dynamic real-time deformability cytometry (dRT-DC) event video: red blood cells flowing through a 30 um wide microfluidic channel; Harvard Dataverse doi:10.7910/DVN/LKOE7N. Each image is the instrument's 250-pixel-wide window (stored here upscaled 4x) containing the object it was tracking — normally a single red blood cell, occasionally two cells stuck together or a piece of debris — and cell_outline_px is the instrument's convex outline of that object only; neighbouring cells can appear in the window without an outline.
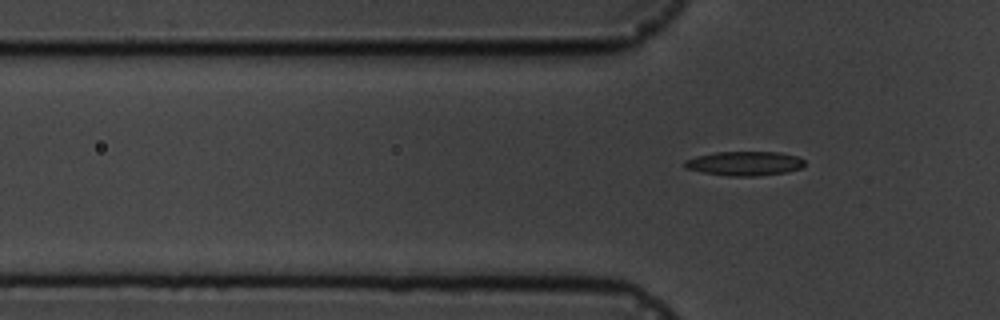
{"species": "common noctule bat (a hibernating species)", "species_latin": "Nyctalus noctula", "temperature_condition": "cold", "stored_images_in_passage": 7, "camera_frame_rate_fps": 3000, "um_per_image_px": 0.085, "animal": {"sex": "male", "body_mass_g": 19.5, "forearm_length_mm": 54.6}, "frame": {"image": 1, "passage_image": 7, "time_ms": 7.0, "image_size_px": [1000, 320], "cell_outline_px": [[804, 164], [800, 168], [784, 172], [756, 176], [728, 176], [704, 172], [688, 168], [684, 164], [684, 160], [696, 156], [716, 152], [780, 152], [796, 156], [804, 160]], "centroid_in_image_um": [63.28, 13.88], "position_along_channel_um": 62.5, "area_um2": 16.7}}